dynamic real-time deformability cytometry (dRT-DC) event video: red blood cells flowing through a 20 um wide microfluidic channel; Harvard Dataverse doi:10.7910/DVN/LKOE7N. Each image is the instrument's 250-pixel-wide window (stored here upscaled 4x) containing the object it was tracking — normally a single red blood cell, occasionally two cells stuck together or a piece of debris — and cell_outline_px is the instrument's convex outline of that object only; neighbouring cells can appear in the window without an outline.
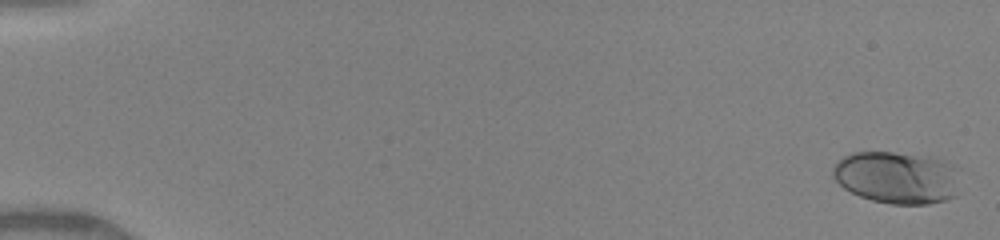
{"species": "human", "species_latin": "Homo sapiens", "temperature_condition": "warm", "stored_images_in_passage": 29, "camera_frame_rate_fps": 3000, "um_per_image_px": 0.085, "donor": {"sex": "female"}, "frame": {"image": 1, "passage_image": 1, "time_ms": 0.0, "image_size_px": [1000, 240], "cell_outline_px": [[960, 168], [956, 196], [944, 200], [928, 204], [892, 204], [872, 200], [860, 196], [844, 188], [832, 176], [832, 168], [844, 156], [852, 152], [892, 152], [928, 156], [944, 160], [956, 164]], "centroid_in_image_um": [76.3, 15.07], "position_along_channel_um": 8.7, "area_um2": 39.13}}
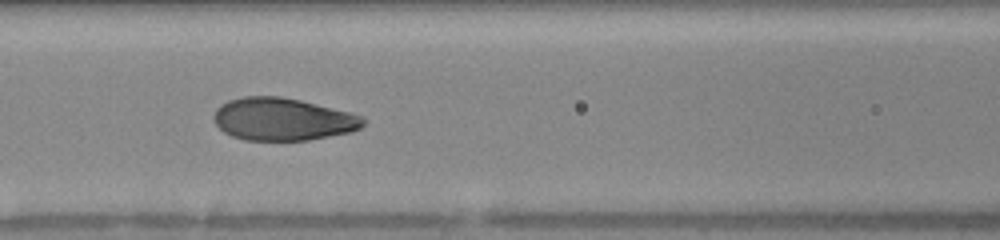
{"frame": {"image": 2, "passage_image": 15, "time_ms": 7.333, "image_size_px": [1000, 240], "cell_outline_px": [[364, 124], [360, 128], [352, 132], [308, 140], [244, 140], [232, 136], [224, 132], [212, 120], [212, 116], [216, 108], [220, 104], [228, 100], [244, 96], [280, 96], [300, 100], [352, 112], [364, 116]], "centroid_in_image_um": [24.03, 10.13], "position_along_channel_um": 142.6, "area_um2": 37.4}}
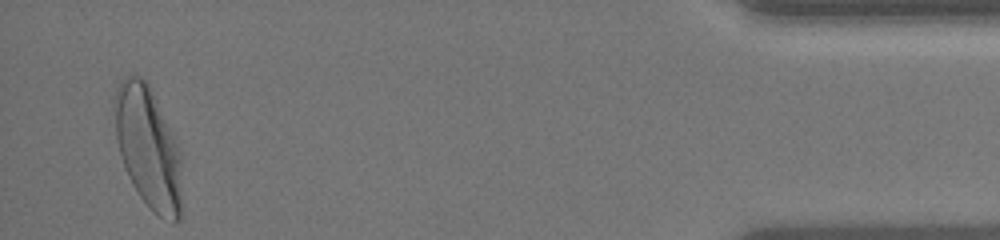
{"frame": {"image": 3, "passage_image": 29, "time_ms": 15.667, "image_size_px": [1000, 240], "cell_outline_px": [[180, 220], [176, 224], [160, 216], [140, 196], [132, 184], [124, 168], [120, 156], [116, 136], [112, 100], [116, 88], [120, 80], [124, 76], [132, 72], [140, 76], [148, 84], [156, 100], [176, 144], [180, 156]], "centroid_in_image_um": [12.52, 12.48], "position_along_channel_um": 422.7, "area_um2": 47.22}, "authors_computed_cell_mechanics": {"area_um2": 37.8012, "velocity_mm_per_s": 4.156, "shape_relaxation_time_tau1_ms": 2.9241, "shape_relaxation_time_tau2_ms": null, "deformation_change_tau1": 0.1601, "deformation_change_tau2": null}}